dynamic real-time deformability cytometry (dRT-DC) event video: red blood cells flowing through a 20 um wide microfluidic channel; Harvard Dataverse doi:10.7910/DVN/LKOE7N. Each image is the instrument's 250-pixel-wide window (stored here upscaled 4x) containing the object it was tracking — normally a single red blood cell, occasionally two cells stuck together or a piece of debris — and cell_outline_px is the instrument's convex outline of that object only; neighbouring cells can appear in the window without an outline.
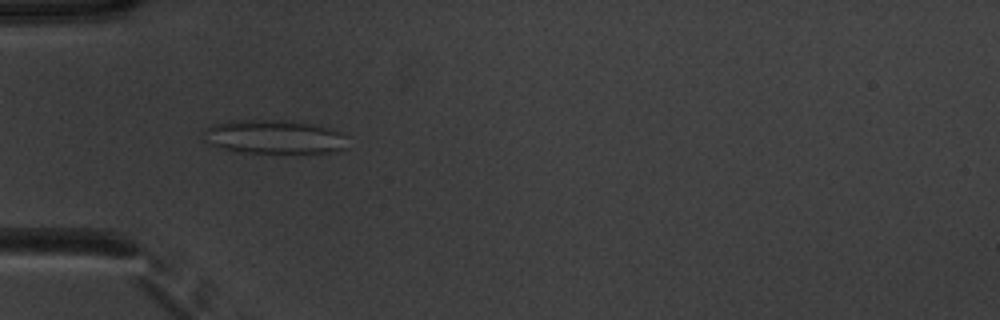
{"species": "common noctule bat (a hibernating species)", "species_latin": "Nyctalus noctula", "temperature_condition": "warm", "stored_images_in_passage": 51, "camera_frame_rate_fps": 3000, "um_per_image_px": 0.085, "animal": {"sex": "male", "body_mass_g": 20.1, "forearm_length_mm": 53.5}, "frame": {"image": 1, "passage_image": 16, "time_ms": 5.0, "image_size_px": [1000, 320], "cell_outline_px": [[344, 148], [336, 152], [236, 152], [220, 148], [204, 140], [204, 132], [212, 124], [228, 120], [284, 120], [308, 124], [324, 128], [336, 132], [340, 136]], "centroid_in_image_um": [23.13, 11.63], "position_along_channel_um": 61.9, "area_um2": 27.46}}
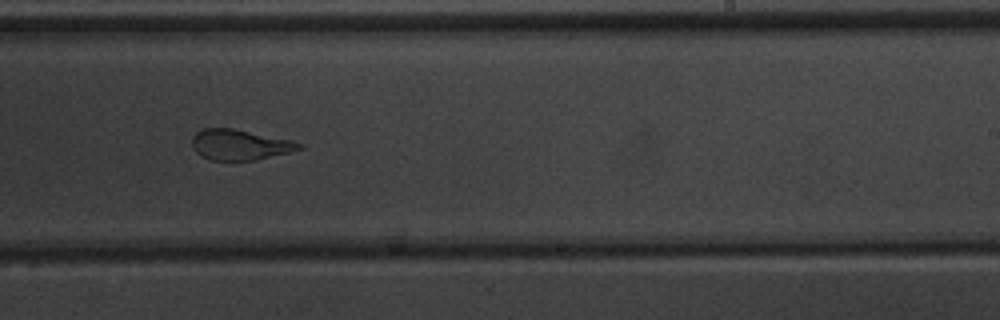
{"frame": {"image": 2, "passage_image": 32, "time_ms": 10.333, "image_size_px": [1000, 320], "cell_outline_px": [[304, 148], [256, 160], [208, 160], [200, 156], [192, 148], [192, 136], [196, 132], [204, 128], [232, 128], [292, 140], [304, 144]], "centroid_in_image_um": [20.36, 12.3], "position_along_channel_um": 268.6, "area_um2": 19.13}}
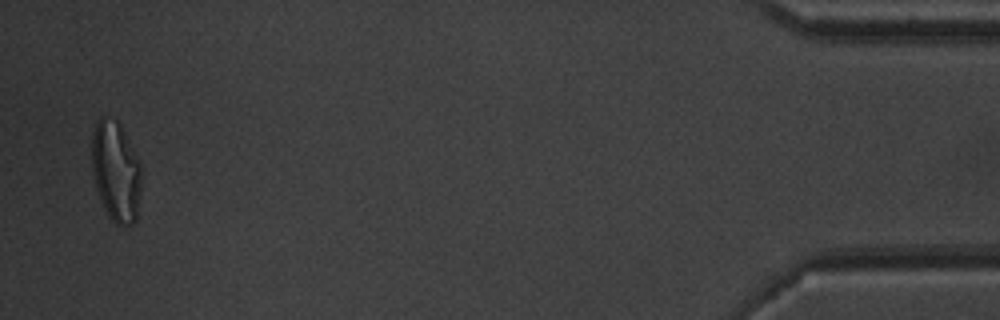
{"frame": {"image": 3, "passage_image": 50, "time_ms": 16.333, "image_size_px": [1000, 320], "cell_outline_px": [[140, 192], [136, 220], [132, 224], [116, 224], [108, 216], [96, 188], [92, 172], [92, 132], [100, 116], [104, 116], [116, 120], [120, 124], [140, 164]], "centroid_in_image_um": [9.83, 14.56], "position_along_channel_um": 425.4, "area_um2": 28.61}, "authors_computed_cell_mechanics": {"area_um2": 25.5476, "velocity_mm_per_s": 3.9445, "shape_relaxation_time_tau1_ms": 10.4191, "shape_relaxation_time_tau2_ms": 1.2789, "deformation_change_tau1": 0.272, "deformation_change_tau2": 0.0827}}